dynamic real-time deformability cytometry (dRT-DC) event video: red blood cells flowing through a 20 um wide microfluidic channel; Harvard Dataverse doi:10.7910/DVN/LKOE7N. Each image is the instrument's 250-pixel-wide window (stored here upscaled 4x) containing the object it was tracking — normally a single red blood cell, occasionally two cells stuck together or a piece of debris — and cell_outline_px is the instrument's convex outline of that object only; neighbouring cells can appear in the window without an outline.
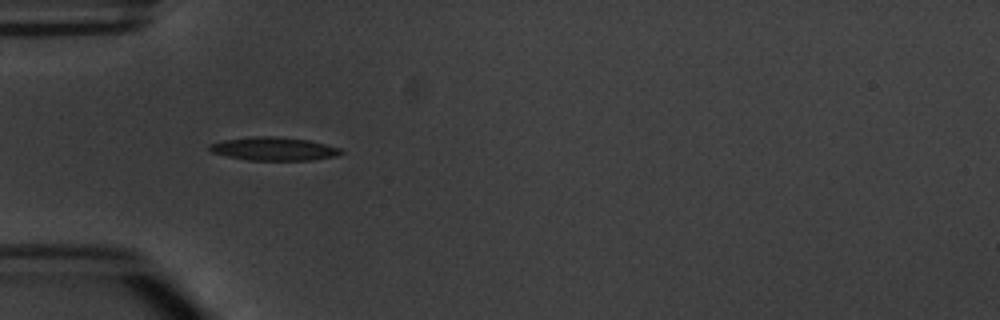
{"species": "common noctule bat (a hibernating species)", "species_latin": "Nyctalus noctula", "temperature_condition": "warm", "stored_images_in_passage": 6, "camera_frame_rate_fps": 3000, "um_per_image_px": 0.085, "animal": {"sex": "male", "body_mass_g": 20.1, "forearm_length_mm": 53.5}, "frame": {"image": 1, "passage_image": 5, "time_ms": 5.0, "image_size_px": [1000, 320], "cell_outline_px": [[344, 152], [336, 156], [312, 160], [248, 160], [228, 156], [212, 152], [208, 148], [208, 144], [224, 140], [252, 136], [276, 136], [308, 140], [340, 148]], "centroid_in_image_um": [23.27, 12.64], "position_along_channel_um": 61.7, "area_um2": 17.8}}